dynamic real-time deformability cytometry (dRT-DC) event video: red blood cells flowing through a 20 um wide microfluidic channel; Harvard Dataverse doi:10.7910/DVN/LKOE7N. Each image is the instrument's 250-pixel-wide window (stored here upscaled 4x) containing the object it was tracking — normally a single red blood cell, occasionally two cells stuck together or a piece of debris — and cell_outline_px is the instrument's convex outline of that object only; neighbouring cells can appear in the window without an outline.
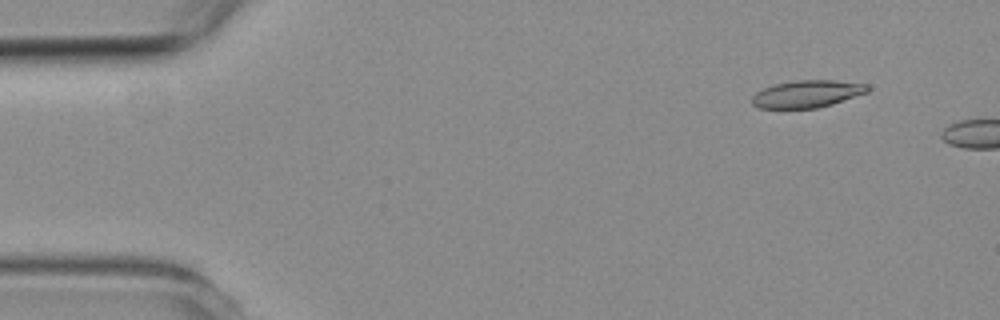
{"species": "common noctule bat (a hibernating species)", "species_latin": "Nyctalus noctula", "temperature_condition": "room temperature", "stored_images_in_passage": 2, "camera_frame_rate_fps": 3000, "um_per_image_px": 0.085, "animal": {"sex": "female", "body_mass_g": 19.3, "forearm_length_mm": 54.1}, "frame": {"image": 1, "passage_image": 1, "time_ms": 0.0, "image_size_px": [1000, 320], "cell_outline_px": [[868, 92], [832, 104], [816, 108], [760, 108], [752, 104], [752, 96], [756, 92], [764, 88], [776, 84], [796, 80], [836, 80], [868, 84]], "centroid_in_image_um": [68.61, 7.98], "position_along_channel_um": 16.4, "area_um2": 18.26}}